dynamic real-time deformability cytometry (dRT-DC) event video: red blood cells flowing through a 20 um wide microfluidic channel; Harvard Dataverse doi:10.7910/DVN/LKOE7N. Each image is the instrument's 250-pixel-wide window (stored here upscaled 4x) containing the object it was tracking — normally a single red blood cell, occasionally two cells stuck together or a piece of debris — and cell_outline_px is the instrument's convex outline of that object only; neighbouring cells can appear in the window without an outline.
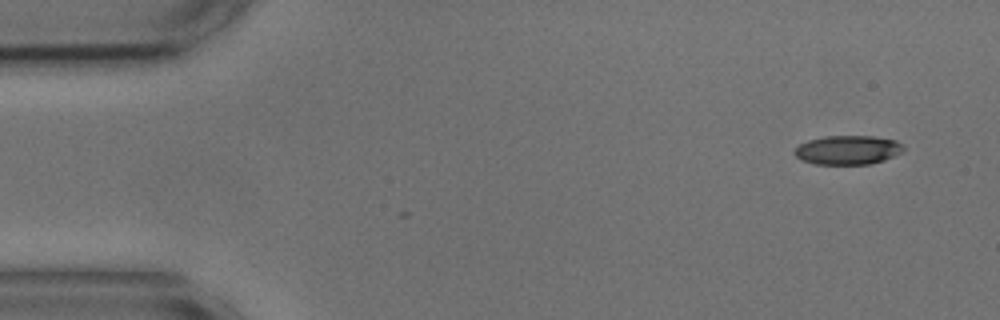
{"species": "common noctule bat (a hibernating species)", "species_latin": "Nyctalus noctula", "temperature_condition": "cold", "stored_images_in_passage": 10, "camera_frame_rate_fps": 3000, "um_per_image_px": 0.085, "animal": {"sex": "male", "body_mass_g": 17.9, "forearm_length_mm": 54.2}, "frame": {"image": 1, "passage_image": 1, "time_ms": 0.0, "image_size_px": [1000, 320], "cell_outline_px": [[904, 148], [900, 152], [884, 160], [872, 164], [816, 164], [800, 160], [792, 152], [800, 144], [808, 140], [824, 136], [872, 136], [896, 140], [904, 144]], "centroid_in_image_um": [72.05, 12.75], "position_along_channel_um": 13.0, "area_um2": 18.5}}